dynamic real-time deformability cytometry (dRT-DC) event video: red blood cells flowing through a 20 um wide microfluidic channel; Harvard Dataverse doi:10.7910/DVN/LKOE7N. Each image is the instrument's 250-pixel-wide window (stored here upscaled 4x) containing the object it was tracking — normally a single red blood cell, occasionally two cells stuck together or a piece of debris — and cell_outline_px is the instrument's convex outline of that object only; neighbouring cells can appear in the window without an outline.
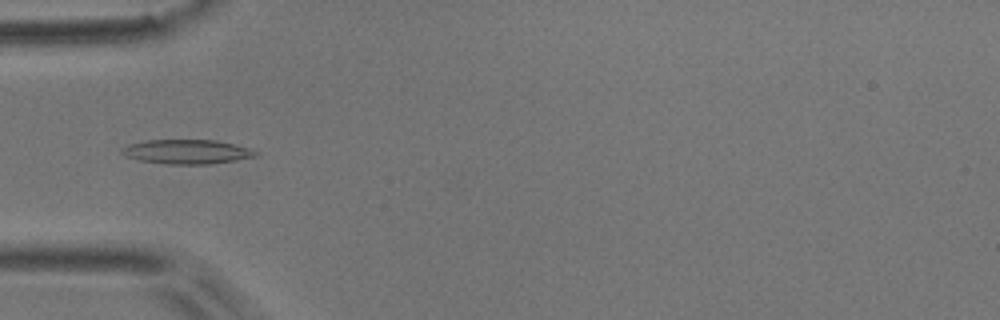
{"species": "common noctule bat (a hibernating species)", "species_latin": "Nyctalus noctula", "temperature_condition": "room temperature", "stored_images_in_passage": 4, "camera_frame_rate_fps": 3000, "um_per_image_px": 0.085, "animal": {"sex": "male", "body_mass_g": 17.9}, "frame": {"image": 1, "passage_image": 4, "time_ms": 1.0, "image_size_px": [1000, 320], "cell_outline_px": [[260, 152], [256, 156], [236, 160], [208, 164], [164, 164], [140, 160], [124, 156], [120, 152], [120, 148], [128, 144], [148, 140], [216, 140], [248, 148]], "centroid_in_image_um": [15.84, 12.9], "position_along_channel_um": 69.2, "area_um2": 18.96}}